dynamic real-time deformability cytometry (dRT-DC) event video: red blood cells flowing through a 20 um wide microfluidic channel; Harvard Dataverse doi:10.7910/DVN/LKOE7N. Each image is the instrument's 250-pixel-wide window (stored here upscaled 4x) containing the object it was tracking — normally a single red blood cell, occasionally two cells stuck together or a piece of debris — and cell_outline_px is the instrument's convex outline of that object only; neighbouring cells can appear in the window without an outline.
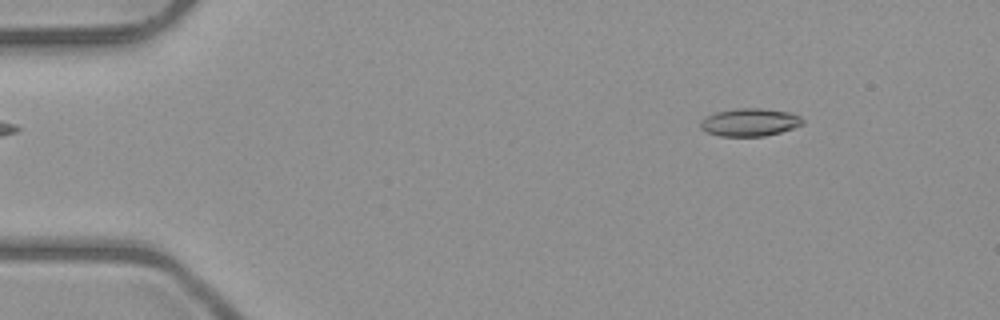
{"species": "common noctule bat (a hibernating species)", "species_latin": "Nyctalus noctula", "temperature_condition": "room temperature", "stored_images_in_passage": 4, "camera_frame_rate_fps": 3000, "um_per_image_px": 0.085, "animal": {"sex": "male", "body_mass_g": 23.1, "forearm_length_mm": 52.7}, "frame": {"image": 1, "passage_image": 1, "time_ms": 0.0, "image_size_px": [1000, 320], "cell_outline_px": [[804, 124], [780, 132], [764, 136], [720, 136], [704, 132], [700, 128], [700, 120], [716, 112], [736, 108], [760, 108], [792, 112], [800, 116], [804, 120]], "centroid_in_image_um": [63.73, 10.39], "position_along_channel_um": 21.3, "area_um2": 16.7}}
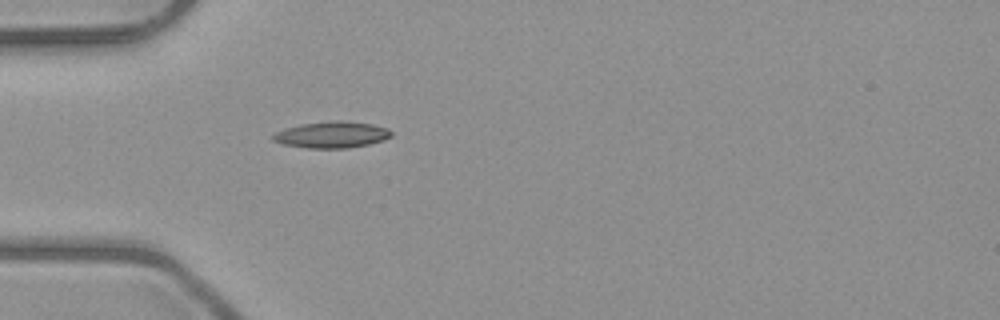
{"frame": {"image": 2, "passage_image": 4, "time_ms": 3.0, "image_size_px": [1000, 320], "cell_outline_px": [[392, 136], [384, 140], [368, 144], [348, 148], [308, 148], [284, 144], [272, 140], [272, 136], [276, 132], [284, 128], [300, 124], [336, 120], [372, 124], [388, 128], [392, 132]], "centroid_in_image_um": [28.21, 11.45], "position_along_channel_um": 56.8, "area_um2": 18.15}}